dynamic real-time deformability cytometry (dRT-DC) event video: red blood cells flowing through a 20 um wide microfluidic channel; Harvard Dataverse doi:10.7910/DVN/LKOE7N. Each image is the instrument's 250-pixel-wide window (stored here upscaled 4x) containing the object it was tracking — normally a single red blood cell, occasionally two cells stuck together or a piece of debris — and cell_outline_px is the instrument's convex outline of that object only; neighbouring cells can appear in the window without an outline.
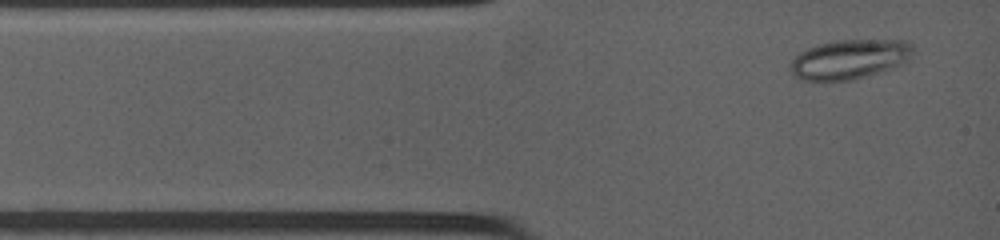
{"species": "common noctule bat (a hibernating species)", "species_latin": "Nyctalus noctula", "temperature_condition": "warm", "stored_images_in_passage": 4, "camera_frame_rate_fps": 4500, "um_per_image_px": 0.085, "animal": {"sex": "female", "body_mass_g": 19.0, "forearm_length_mm": 53.3}, "frame": {"image": 1, "passage_image": 1, "time_ms": 0.0, "image_size_px": [1000, 240], "cell_outline_px": [[912, 52], [908, 60], [892, 68], [852, 80], [800, 80], [792, 72], [788, 64], [800, 52], [808, 48], [820, 44], [836, 40], [908, 40], [912, 44]], "centroid_in_image_um": [72.2, 5.03], "position_along_channel_um": 12.8, "area_um2": 28.03}}